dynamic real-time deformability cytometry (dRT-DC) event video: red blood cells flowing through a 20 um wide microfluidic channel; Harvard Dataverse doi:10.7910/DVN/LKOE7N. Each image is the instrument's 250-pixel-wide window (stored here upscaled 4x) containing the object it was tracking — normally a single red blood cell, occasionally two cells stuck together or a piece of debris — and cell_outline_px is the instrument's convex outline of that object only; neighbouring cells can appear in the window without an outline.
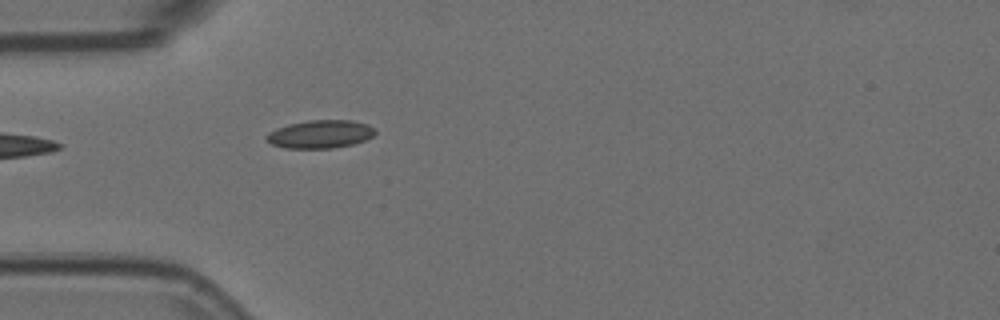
{"species": "Egyptian fruit bat (a non-hibernating species)", "species_latin": "Rousettus aegyptiacus", "temperature_condition": "room temperature", "stored_images_in_passage": 5, "segment_of_instrument_passage": [2, 2], "camera_frame_rate_fps": 3000, "um_per_image_px": 0.085, "animal": {"sex": "female"}, "frame": {"image": 1, "passage_image": 5, "time_ms": 1.333, "image_size_px": [1000, 320], "cell_outline_px": [[376, 132], [372, 136], [364, 140], [352, 144], [332, 148], [284, 148], [272, 144], [264, 136], [268, 132], [276, 128], [288, 124], [308, 120], [352, 120], [368, 124]], "centroid_in_image_um": [27.19, 11.39], "position_along_channel_um": 57.8, "area_um2": 17.74}}